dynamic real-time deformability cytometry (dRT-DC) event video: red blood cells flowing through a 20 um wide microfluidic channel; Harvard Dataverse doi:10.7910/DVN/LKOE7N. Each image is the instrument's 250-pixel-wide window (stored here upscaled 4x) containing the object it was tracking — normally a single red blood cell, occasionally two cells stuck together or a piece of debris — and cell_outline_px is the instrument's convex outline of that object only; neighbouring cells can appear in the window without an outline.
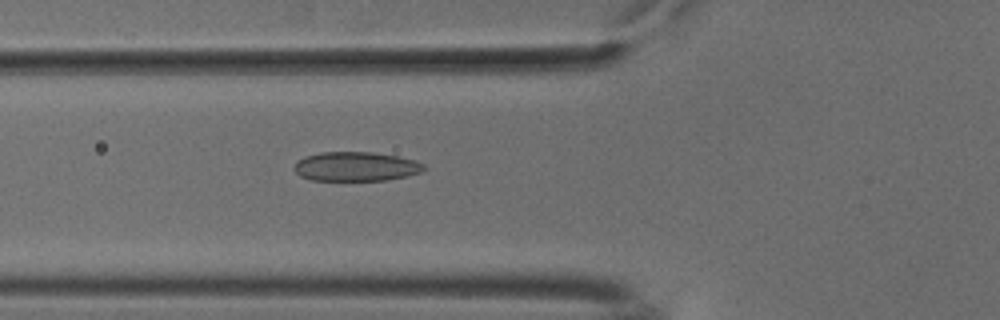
{"species": "common noctule bat (a hibernating species)", "species_latin": "Nyctalus noctula", "temperature_condition": "cold", "stored_images_in_passage": 52, "camera_frame_rate_fps": 3000, "um_per_image_px": 0.085, "animal": {"sex": "male", "body_mass_g": 18.8}, "frame": {"image": 1, "passage_image": 18, "time_ms": 5.667, "image_size_px": [1000, 320], "cell_outline_px": [[428, 168], [420, 172], [408, 176], [388, 180], [312, 180], [300, 176], [292, 168], [296, 160], [304, 156], [320, 152], [372, 152], [396, 156], [416, 160], [424, 164]], "centroid_in_image_um": [30.24, 14.15], "position_along_channel_um": 95.6, "area_um2": 22.37}}
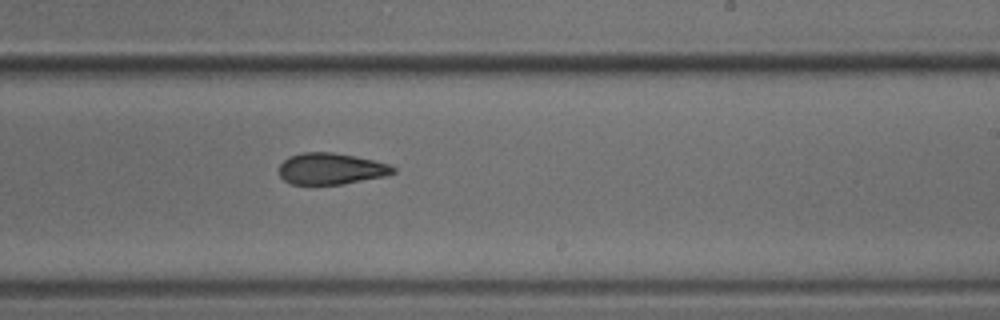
{"frame": {"image": 2, "passage_image": 31, "time_ms": 10.0, "image_size_px": [1000, 320], "cell_outline_px": [[396, 172], [388, 176], [344, 184], [292, 184], [284, 180], [280, 176], [280, 164], [288, 156], [304, 152], [332, 152], [372, 160], [388, 164], [396, 168]], "centroid_in_image_um": [28.15, 14.35], "position_along_channel_um": 260.8, "area_um2": 20.87}}
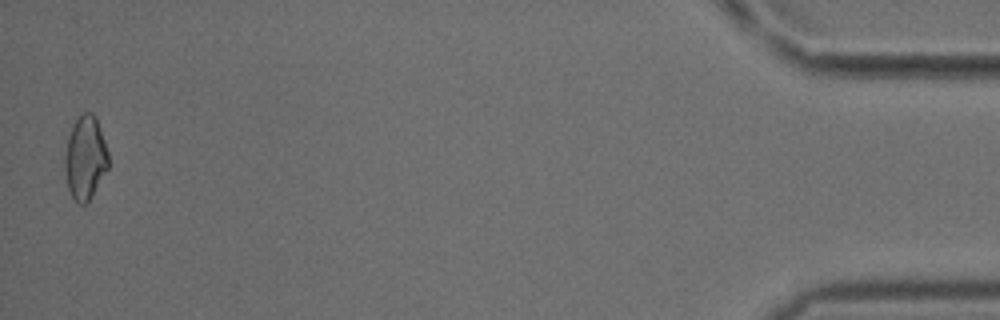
{"frame": {"image": 3, "passage_image": 51, "time_ms": 16.667, "image_size_px": [1000, 320], "cell_outline_px": [[108, 168], [88, 200], [84, 204], [80, 204], [72, 196], [68, 188], [64, 168], [64, 156], [68, 136], [80, 112], [92, 112], [96, 116], [108, 152]], "centroid_in_image_um": [7.23, 13.36], "position_along_channel_um": 428.0, "area_um2": 20.98}, "authors_computed_cell_mechanics": {"area_um2": 21.6172, "velocity_mm_per_s": 3.7957, "shape_relaxation_time_tau1_ms": 5.0131, "shape_relaxation_time_tau2_ms": 1.974, "deformation_change_tau1": 0.1142, "deformation_change_tau2": 0.0782}}